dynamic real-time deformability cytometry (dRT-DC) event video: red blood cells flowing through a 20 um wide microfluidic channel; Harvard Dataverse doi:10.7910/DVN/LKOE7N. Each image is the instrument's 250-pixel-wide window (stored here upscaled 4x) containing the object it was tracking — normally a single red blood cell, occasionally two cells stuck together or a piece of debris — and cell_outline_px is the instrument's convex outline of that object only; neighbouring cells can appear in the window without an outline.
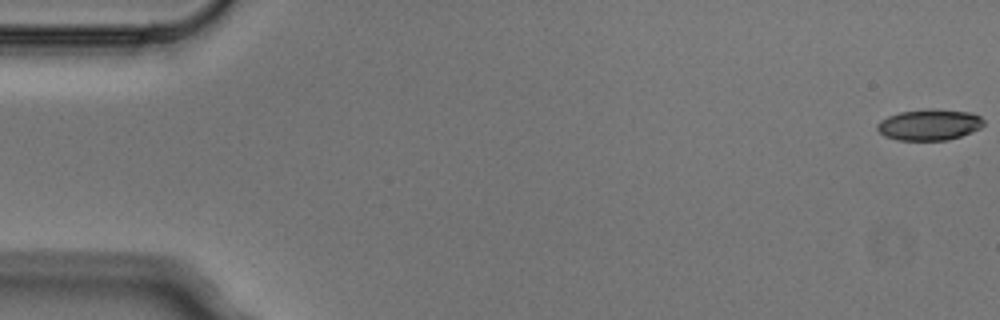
{"species": "Egyptian fruit bat (a non-hibernating species)", "species_latin": "Rousettus aegyptiacus", "temperature_condition": "cold", "stored_images_in_passage": 6, "camera_frame_rate_fps": 3000, "um_per_image_px": 0.085, "animal": {"sex": "male"}, "frame": {"image": 1, "passage_image": 1, "time_ms": 0.0, "image_size_px": [1000, 320], "cell_outline_px": [[984, 124], [980, 128], [972, 132], [948, 140], [896, 140], [884, 136], [876, 128], [876, 124], [880, 120], [888, 116], [900, 112], [928, 108], [932, 108], [972, 112], [980, 116], [984, 120]], "centroid_in_image_um": [78.99, 10.59], "position_along_channel_um": 6.0, "area_um2": 19.54}}